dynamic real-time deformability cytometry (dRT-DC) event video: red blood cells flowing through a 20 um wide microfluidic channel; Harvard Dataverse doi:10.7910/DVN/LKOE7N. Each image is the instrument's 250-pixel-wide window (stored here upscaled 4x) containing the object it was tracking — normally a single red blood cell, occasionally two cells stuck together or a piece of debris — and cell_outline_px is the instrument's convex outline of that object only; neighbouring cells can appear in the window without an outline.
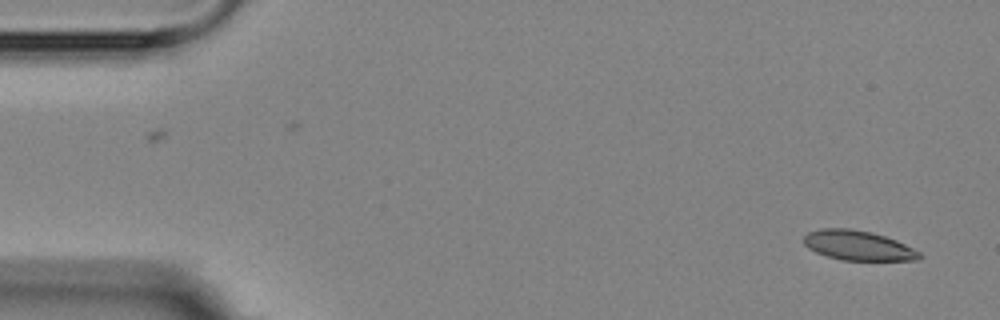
{"species": "Egyptian fruit bat (a non-hibernating species)", "species_latin": "Rousettus aegyptiacus", "temperature_condition": "room temperature", "stored_images_in_passage": 3, "camera_frame_rate_fps": 3000, "um_per_image_px": 0.085, "animal": {"sex": "female"}, "frame": {"image": 1, "passage_image": 3, "time_ms": 2.333, "image_size_px": [1000, 320], "cell_outline_px": [[924, 256], [920, 260], [844, 260], [828, 256], [816, 252], [808, 248], [804, 244], [804, 236], [808, 232], [820, 228], [848, 228], [872, 232], [896, 240], [920, 252]], "centroid_in_image_um": [72.94, 20.86], "position_along_channel_um": 12.1, "area_um2": 20.0}}